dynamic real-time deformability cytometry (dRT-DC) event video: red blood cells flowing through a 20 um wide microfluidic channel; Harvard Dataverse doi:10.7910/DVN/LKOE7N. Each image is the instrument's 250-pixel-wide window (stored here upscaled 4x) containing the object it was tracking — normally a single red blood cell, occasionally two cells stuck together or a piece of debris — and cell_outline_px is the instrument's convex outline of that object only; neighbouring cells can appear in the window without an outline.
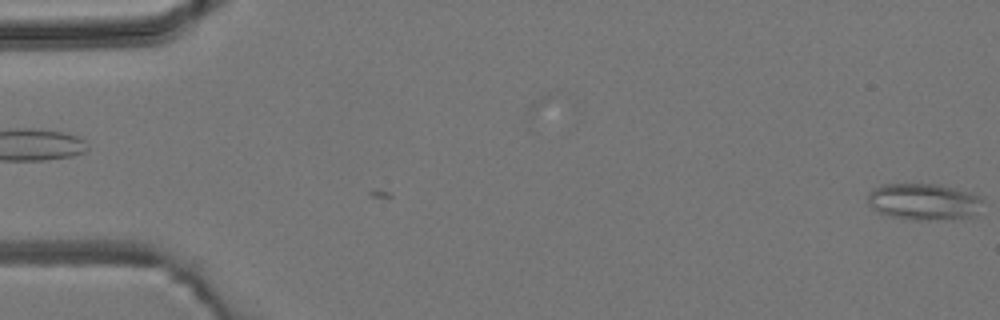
{"species": "common noctule bat (a hibernating species)", "species_latin": "Nyctalus noctula", "temperature_condition": "room temperature", "stored_images_in_passage": 5, "camera_frame_rate_fps": 3000, "um_per_image_px": 0.085, "animal": {"sex": "male", "body_mass_g": 19.2, "forearm_length_mm": 51.8}, "frame": {"image": 1, "passage_image": 5, "time_ms": 4.667, "image_size_px": [1000, 320], "cell_outline_px": [[984, 200], [972, 216], [928, 220], [916, 220], [888, 216], [876, 212], [868, 204], [868, 192], [872, 188], [880, 184], [940, 184], [972, 192]], "centroid_in_image_um": [78.45, 17.12], "position_along_channel_um": 6.5, "area_um2": 24.62}}